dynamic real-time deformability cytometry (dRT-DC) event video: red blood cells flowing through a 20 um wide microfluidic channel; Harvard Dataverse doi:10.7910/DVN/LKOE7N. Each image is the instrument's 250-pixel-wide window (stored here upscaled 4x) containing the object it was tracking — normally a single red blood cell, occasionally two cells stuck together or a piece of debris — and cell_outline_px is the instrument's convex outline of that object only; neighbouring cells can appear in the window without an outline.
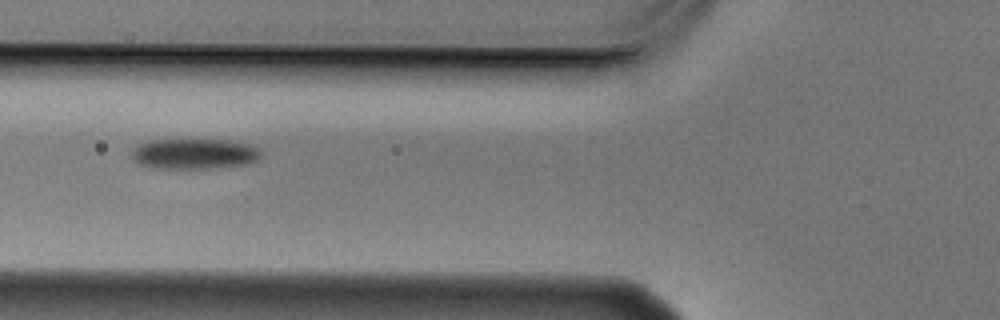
{"species": "Egyptian fruit bat (a non-hibernating species)", "species_latin": "Rousettus aegyptiacus", "temperature_condition": "cold", "stored_images_in_passage": 8, "camera_frame_rate_fps": 3000, "um_per_image_px": 0.085, "animal": {"sex": "male"}, "frame": {"image": 1, "passage_image": 6, "time_ms": 1.667, "image_size_px": [1000, 320], "cell_outline_px": [[260, 156], [256, 160], [244, 164], [216, 168], [148, 168], [136, 164], [128, 156], [132, 148], [136, 144], [148, 140], [232, 140], [248, 144], [256, 148], [260, 152]], "centroid_in_image_um": [16.37, 13.08], "position_along_channel_um": 109.4, "area_um2": 23.29}}
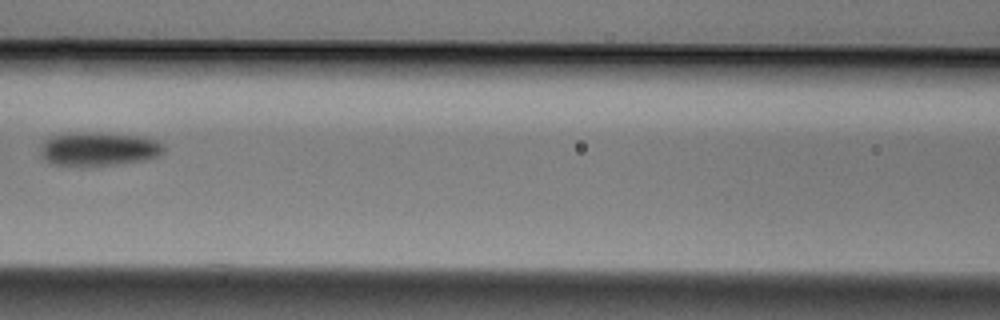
{"frame": {"image": 2, "passage_image": 7, "time_ms": 2.0, "image_size_px": [1000, 320], "cell_outline_px": [[164, 152], [160, 156], [144, 160], [116, 164], [52, 164], [44, 160], [40, 156], [40, 144], [44, 140], [52, 136], [76, 132], [100, 132], [144, 136], [156, 140], [164, 144]], "centroid_in_image_um": [8.41, 12.63], "position_along_channel_um": 158.2, "area_um2": 24.28}}
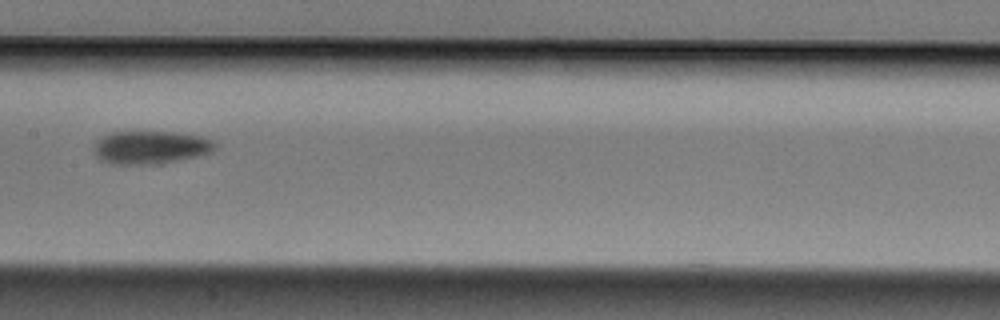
{"frame": {"image": 3, "passage_image": 8, "time_ms": 2.333, "image_size_px": [1000, 320], "cell_outline_px": [[216, 148], [212, 152], [196, 156], [160, 164], [112, 164], [100, 160], [92, 152], [92, 144], [96, 140], [108, 132], [176, 132], [204, 136], [212, 140], [216, 144]], "centroid_in_image_um": [12.75, 12.52], "position_along_channel_um": 194.6, "area_um2": 23.76}}